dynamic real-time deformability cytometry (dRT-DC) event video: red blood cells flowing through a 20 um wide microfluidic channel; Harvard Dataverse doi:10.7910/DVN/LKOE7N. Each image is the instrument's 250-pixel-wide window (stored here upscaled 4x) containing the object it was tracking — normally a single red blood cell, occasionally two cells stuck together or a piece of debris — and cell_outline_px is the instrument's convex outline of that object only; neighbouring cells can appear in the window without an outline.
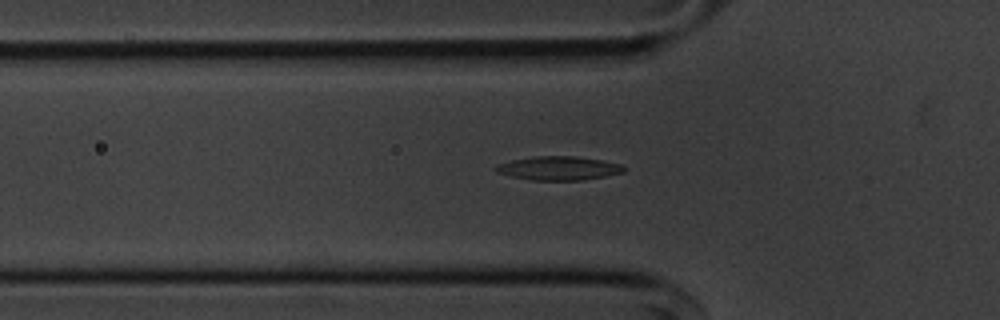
{"species": "common noctule bat (a hibernating species)", "species_latin": "Nyctalus noctula", "temperature_condition": "cold", "stored_images_in_passage": 46, "segment_of_instrument_passage": [1, 2], "camera_frame_rate_fps": 3000, "um_per_image_px": 0.085, "animal": {"sex": "male", "body_mass_g": 20.1, "forearm_length_mm": 53.5}, "frame": {"image": 1, "passage_image": 14, "time_ms": 4.333, "image_size_px": [1000, 320], "cell_outline_px": [[624, 172], [604, 176], [580, 180], [532, 180], [512, 176], [496, 172], [492, 168], [500, 164], [512, 160], [532, 156], [576, 156], [624, 164]], "centroid_in_image_um": [47.48, 14.29], "position_along_channel_um": 78.3, "area_um2": 17.63}}
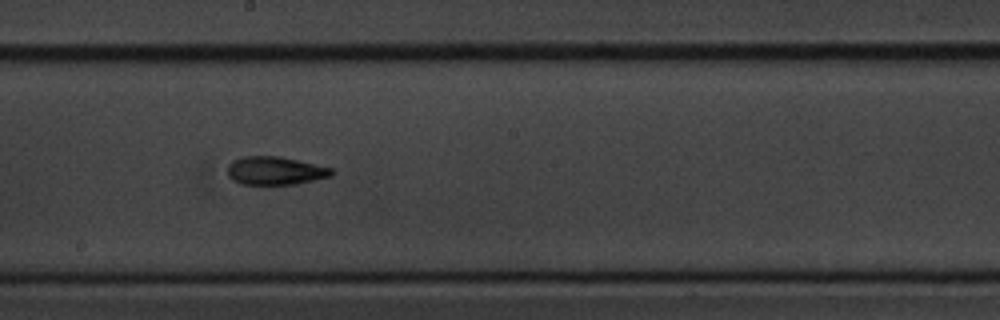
{"frame": {"image": 2, "passage_image": 26, "time_ms": 8.333, "image_size_px": [1000, 320], "cell_outline_px": [[336, 172], [332, 176], [296, 184], [240, 184], [232, 180], [228, 176], [228, 164], [232, 160], [244, 156], [280, 156], [332, 168]], "centroid_in_image_um": [23.39, 14.51], "position_along_channel_um": 224.8, "area_um2": 17.22}}
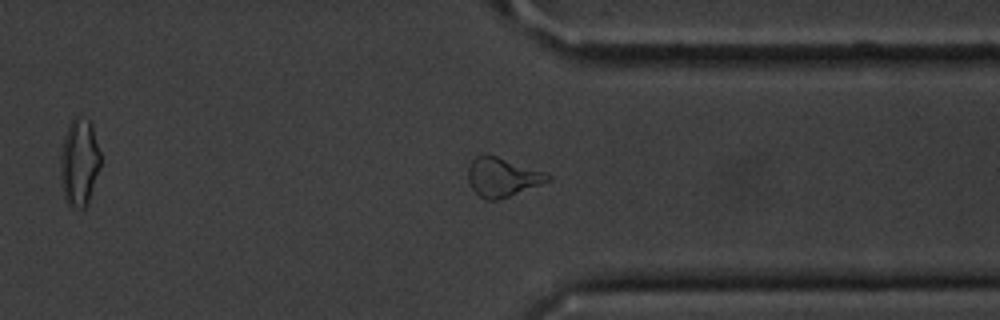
{"frame": {"image": 3, "passage_image": 38, "time_ms": 12.333, "image_size_px": [1000, 320], "cell_outline_px": [[552, 180], [508, 196], [496, 200], [484, 200], [472, 188], [468, 180], [468, 168], [472, 160], [476, 156], [484, 152], [544, 172], [552, 176]], "centroid_in_image_um": [42.67, 15.04], "position_along_channel_um": 368.7, "area_um2": 17.92}}